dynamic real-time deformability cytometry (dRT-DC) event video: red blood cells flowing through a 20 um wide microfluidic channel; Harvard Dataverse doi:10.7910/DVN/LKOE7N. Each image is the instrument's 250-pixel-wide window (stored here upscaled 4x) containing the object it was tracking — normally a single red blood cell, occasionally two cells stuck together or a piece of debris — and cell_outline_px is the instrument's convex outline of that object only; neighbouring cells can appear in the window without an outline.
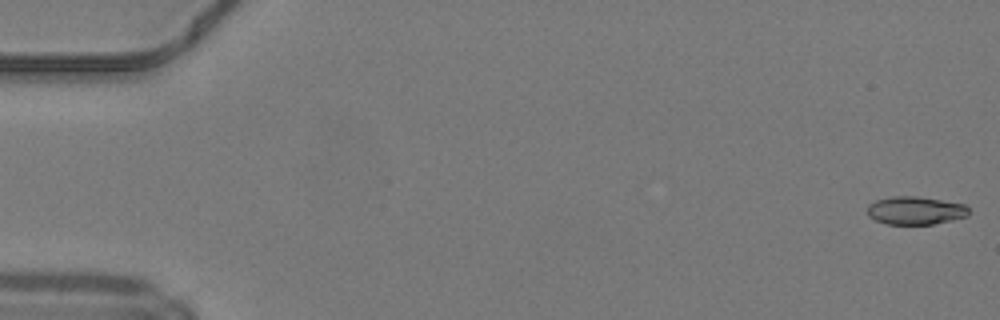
{"species": "common noctule bat (a hibernating species)", "species_latin": "Nyctalus noctula", "temperature_condition": "warm", "stored_images_in_passage": 49, "camera_frame_rate_fps": 3000, "um_per_image_px": 0.085, "animal": {"sex": "male", "body_mass_g": 19.2, "forearm_length_mm": 51.8}, "frame": {"image": 1, "passage_image": 1, "time_ms": 0.0, "image_size_px": [1000, 320], "cell_outline_px": [[968, 216], [952, 220], [932, 224], [888, 224], [876, 220], [868, 216], [868, 204], [876, 200], [892, 196], [916, 196], [964, 204], [968, 208]], "centroid_in_image_um": [77.79, 17.89], "position_along_channel_um": 7.2, "area_um2": 16.47}}
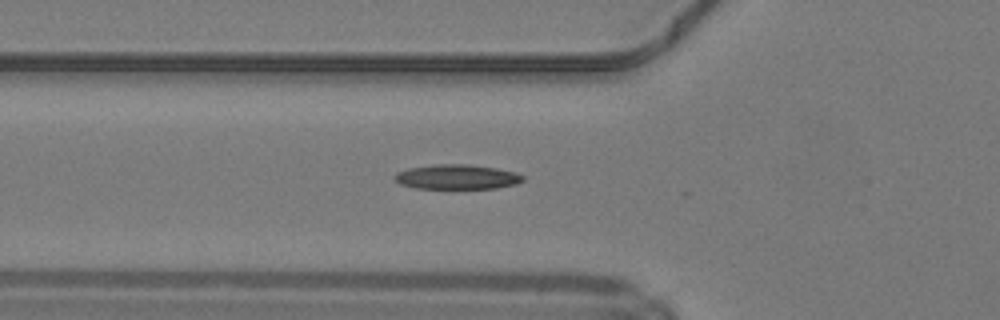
{"frame": {"image": 2, "passage_image": 18, "time_ms": 5.667, "image_size_px": [1000, 320], "cell_outline_px": [[524, 180], [516, 184], [496, 188], [416, 188], [400, 184], [392, 176], [396, 172], [408, 168], [436, 164], [468, 164], [496, 168], [516, 172], [524, 176]], "centroid_in_image_um": [38.83, 15.03], "position_along_channel_um": 87.0, "area_um2": 18.5}}
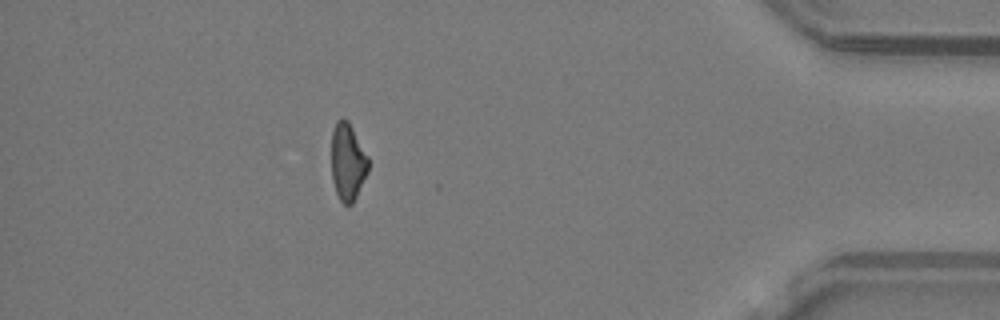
{"frame": {"image": 3, "passage_image": 44, "time_ms": 14.333, "image_size_px": [1000, 320], "cell_outline_px": [[368, 172], [352, 204], [344, 204], [340, 200], [336, 192], [332, 180], [332, 128], [336, 120], [340, 116], [344, 116], [348, 120], [368, 156]], "centroid_in_image_um": [29.54, 13.7], "position_along_channel_um": 405.7, "area_um2": 16.7}, "authors_computed_cell_mechanics": {"area_um2": 17.5134, "velocity_mm_per_s": 4.2347, "shape_relaxation_time_tau1_ms": 7.2741, "shape_relaxation_time_tau2_ms": null, "deformation_change_tau1": 0.1875, "deformation_change_tau2": null}}